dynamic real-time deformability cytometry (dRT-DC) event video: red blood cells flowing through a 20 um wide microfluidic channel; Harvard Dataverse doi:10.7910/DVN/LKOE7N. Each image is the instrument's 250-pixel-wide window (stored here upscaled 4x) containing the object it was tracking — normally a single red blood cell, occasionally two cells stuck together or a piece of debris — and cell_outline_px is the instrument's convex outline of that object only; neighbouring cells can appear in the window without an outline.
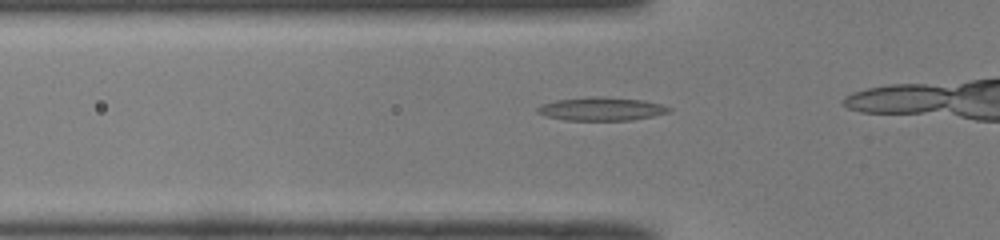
{"species": "common noctule bat (a hibernating species)", "species_latin": "Nyctalus noctula", "temperature_condition": "room temperature", "stored_images_in_passage": 34, "camera_frame_rate_fps": 3000, "um_per_image_px": 0.085, "animal": {"sex": "male", "body_mass_g": 19.0, "forearm_length_mm": 50.8}, "frame": {"image": 1, "passage_image": 12, "time_ms": 3.667, "image_size_px": [1000, 240], "cell_outline_px": [[672, 112], [632, 120], [564, 120], [544, 116], [536, 112], [536, 108], [540, 104], [556, 100], [588, 96], [604, 96], [644, 100], [660, 104], [672, 108]], "centroid_in_image_um": [51.09, 9.25], "position_along_channel_um": 74.7, "area_um2": 18.21}}
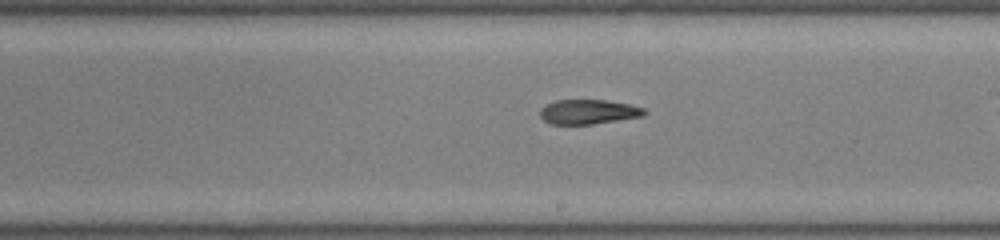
{"frame": {"image": 2, "passage_image": 24, "time_ms": 7.667, "image_size_px": [1000, 240], "cell_outline_px": [[648, 112], [644, 116], [592, 124], [548, 124], [540, 116], [540, 108], [556, 100], [608, 100], [628, 104], [644, 108]], "centroid_in_image_um": [50.02, 9.51], "position_along_channel_um": 239.0, "area_um2": 14.97}}
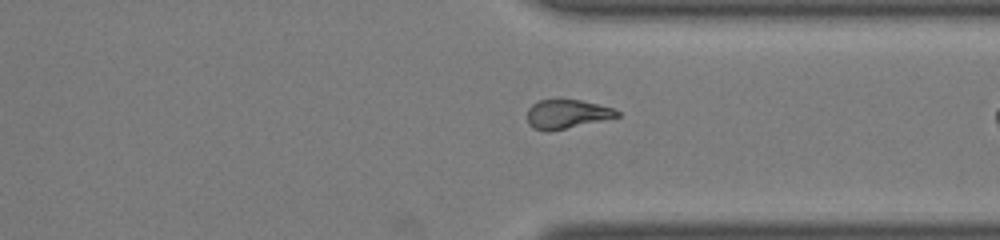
{"frame": {"image": 3, "passage_image": 33, "time_ms": 10.667, "image_size_px": [1000, 240], "cell_outline_px": [[620, 116], [548, 132], [544, 132], [532, 128], [528, 124], [528, 108], [532, 104], [540, 100], [556, 96], [560, 96], [580, 100], [612, 108], [620, 112]], "centroid_in_image_um": [48.11, 9.65], "position_along_channel_um": 363.3, "area_um2": 15.61}}